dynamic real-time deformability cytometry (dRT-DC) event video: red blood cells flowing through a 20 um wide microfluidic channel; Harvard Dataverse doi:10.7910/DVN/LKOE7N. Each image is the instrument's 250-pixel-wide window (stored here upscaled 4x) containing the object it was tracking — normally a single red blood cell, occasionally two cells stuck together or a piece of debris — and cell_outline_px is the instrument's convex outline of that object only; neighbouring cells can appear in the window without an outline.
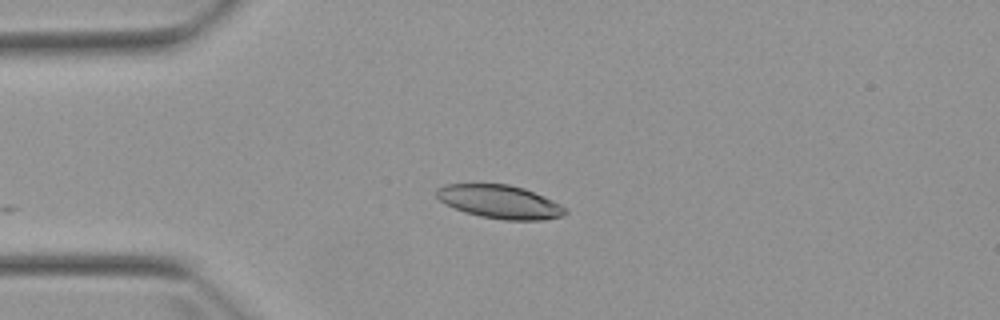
{"species": "Egyptian fruit bat (a non-hibernating species)", "species_latin": "Rousettus aegyptiacus", "temperature_condition": "warm", "stored_images_in_passage": 4, "camera_frame_rate_fps": 3000, "um_per_image_px": 0.085, "animal": {"sex": "female"}, "frame": {"image": 1, "passage_image": 2, "time_ms": 1.0, "image_size_px": [1000, 320], "cell_outline_px": [[568, 212], [564, 216], [544, 220], [504, 220], [480, 216], [464, 212], [444, 204], [436, 196], [436, 188], [444, 184], [508, 184], [524, 188], [544, 196], [568, 208]], "centroid_in_image_um": [42.5, 17.16], "position_along_channel_um": 42.5, "area_um2": 25.32}}
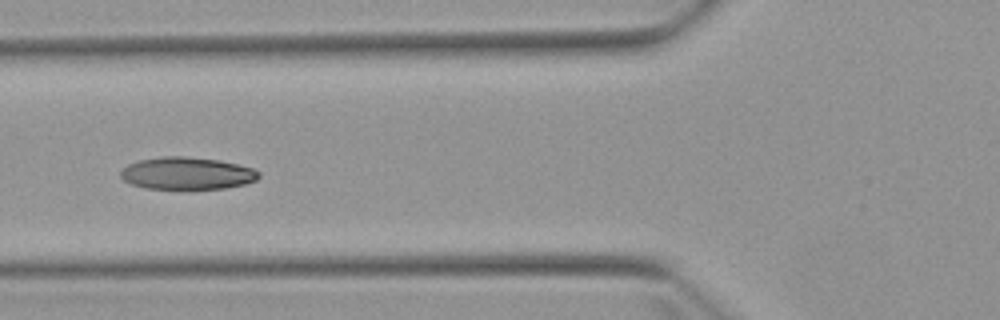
{"frame": {"image": 2, "passage_image": 4, "time_ms": 3.333, "image_size_px": [1000, 320], "cell_outline_px": [[260, 176], [256, 180], [244, 184], [224, 188], [188, 192], [148, 188], [132, 184], [124, 180], [120, 176], [120, 172], [128, 164], [140, 160], [164, 156], [184, 156], [220, 160], [252, 168], [260, 172]], "centroid_in_image_um": [15.9, 14.78], "position_along_channel_um": 109.9, "area_um2": 26.76}}